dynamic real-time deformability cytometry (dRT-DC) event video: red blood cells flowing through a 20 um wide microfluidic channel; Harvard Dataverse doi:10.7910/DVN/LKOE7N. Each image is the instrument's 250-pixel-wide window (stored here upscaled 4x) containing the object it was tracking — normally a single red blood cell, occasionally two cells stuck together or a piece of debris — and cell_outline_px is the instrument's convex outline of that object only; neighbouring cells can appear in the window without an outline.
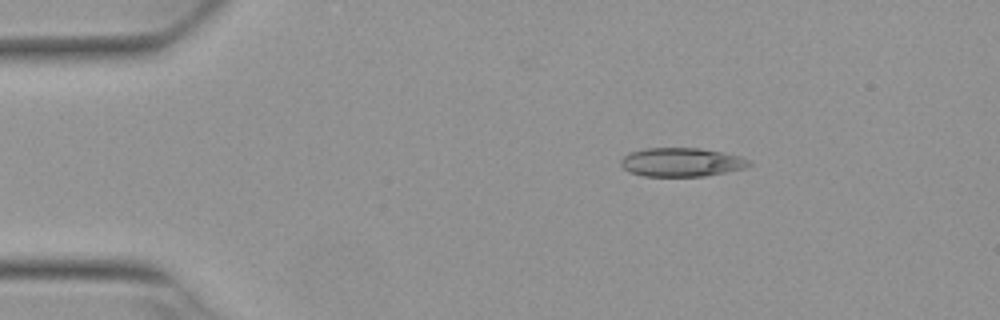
{"species": "Egyptian fruit bat (a non-hibernating species)", "species_latin": "Rousettus aegyptiacus", "temperature_condition": "warm", "stored_images_in_passage": 17, "camera_frame_rate_fps": 3000, "um_per_image_px": 0.085, "animal": {"sex": "female"}, "frame": {"image": 1, "passage_image": 1, "time_ms": 0.0, "image_size_px": [1000, 320], "cell_outline_px": [[752, 164], [744, 168], [704, 176], [644, 176], [632, 172], [624, 168], [620, 164], [620, 160], [628, 152], [644, 148], [700, 148], [724, 152], [740, 156], [752, 160]], "centroid_in_image_um": [57.94, 13.77], "position_along_channel_um": 27.1, "area_um2": 21.56}}
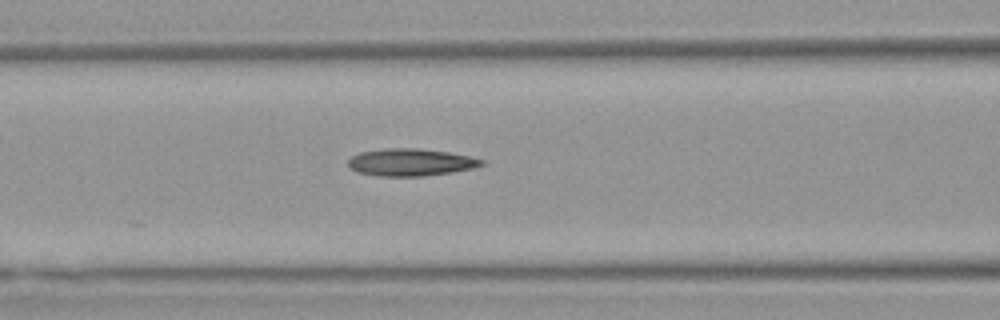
{"frame": {"image": 2, "passage_image": 14, "time_ms": 4.333, "image_size_px": [1000, 320], "cell_outline_px": [[484, 164], [472, 168], [452, 172], [424, 176], [376, 176], [356, 172], [348, 168], [348, 160], [352, 156], [360, 152], [384, 148], [416, 148], [448, 152], [468, 156], [484, 160]], "centroid_in_image_um": [34.85, 13.8], "position_along_channel_um": 131.8, "area_um2": 21.27}}
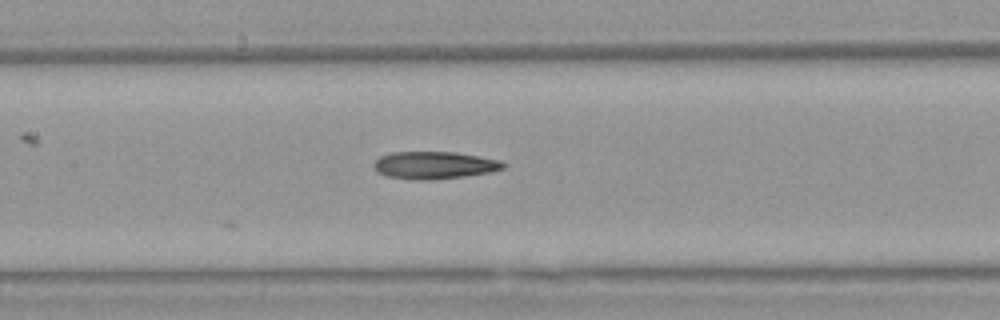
{"frame": {"image": 3, "passage_image": 17, "time_ms": 5.333, "image_size_px": [1000, 320], "cell_outline_px": [[508, 164], [504, 168], [488, 172], [464, 176], [428, 180], [416, 180], [388, 176], [380, 172], [372, 164], [380, 156], [392, 152], [456, 152], [480, 156], [500, 160]], "centroid_in_image_um": [36.95, 14.03], "position_along_channel_um": 170.4, "area_um2": 20.52}}